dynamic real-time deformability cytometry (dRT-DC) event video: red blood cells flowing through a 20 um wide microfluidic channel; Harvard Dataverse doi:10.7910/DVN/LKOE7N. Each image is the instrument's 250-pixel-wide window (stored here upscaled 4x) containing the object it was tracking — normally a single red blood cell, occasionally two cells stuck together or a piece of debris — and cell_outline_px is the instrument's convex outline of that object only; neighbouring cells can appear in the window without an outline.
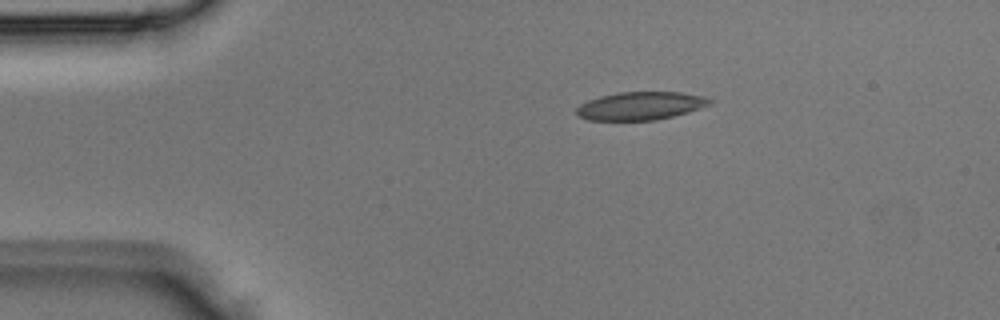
{"species": "Egyptian fruit bat (a non-hibernating species)", "species_latin": "Rousettus aegyptiacus", "temperature_condition": "room temperature", "stored_images_in_passage": 1, "camera_frame_rate_fps": 3000, "um_per_image_px": 0.085, "animal": {"sex": "male"}, "frame": {"image": 1, "passage_image": 1, "time_ms": 0.0, "image_size_px": [1000, 320], "cell_outline_px": [[716, 100], [712, 104], [688, 112], [656, 120], [588, 120], [576, 116], [576, 108], [580, 104], [588, 100], [600, 96], [620, 92], [680, 92], [704, 96]], "centroid_in_image_um": [54.46, 8.99], "position_along_channel_um": 30.5, "area_um2": 21.96}}